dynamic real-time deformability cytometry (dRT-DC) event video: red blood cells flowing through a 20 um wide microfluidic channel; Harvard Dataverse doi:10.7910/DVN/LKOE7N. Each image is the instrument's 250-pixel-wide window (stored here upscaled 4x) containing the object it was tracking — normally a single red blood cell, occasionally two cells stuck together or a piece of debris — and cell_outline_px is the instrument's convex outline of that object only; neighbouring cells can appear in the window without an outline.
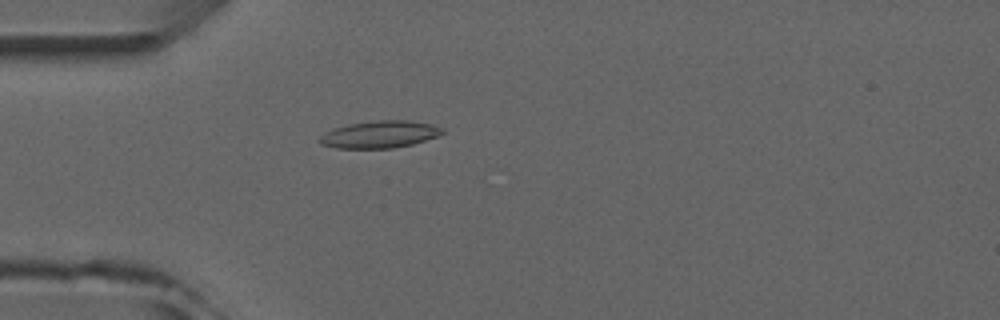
{"species": "common noctule bat (a hibernating species)", "species_latin": "Nyctalus noctula", "temperature_condition": "room temperature", "stored_images_in_passage": 4, "camera_frame_rate_fps": 3000, "um_per_image_px": 0.085, "animal": {"sex": "male", "forearm_length_mm": 52.5}, "frame": {"image": 1, "passage_image": 4, "time_ms": 3.667, "image_size_px": [1000, 320], "cell_outline_px": [[444, 132], [436, 136], [412, 144], [392, 148], [336, 148], [320, 144], [316, 140], [320, 136], [332, 128], [348, 124], [380, 120], [408, 120], [432, 124], [444, 128]], "centroid_in_image_um": [32.24, 11.42], "position_along_channel_um": 52.8, "area_um2": 19.42}}